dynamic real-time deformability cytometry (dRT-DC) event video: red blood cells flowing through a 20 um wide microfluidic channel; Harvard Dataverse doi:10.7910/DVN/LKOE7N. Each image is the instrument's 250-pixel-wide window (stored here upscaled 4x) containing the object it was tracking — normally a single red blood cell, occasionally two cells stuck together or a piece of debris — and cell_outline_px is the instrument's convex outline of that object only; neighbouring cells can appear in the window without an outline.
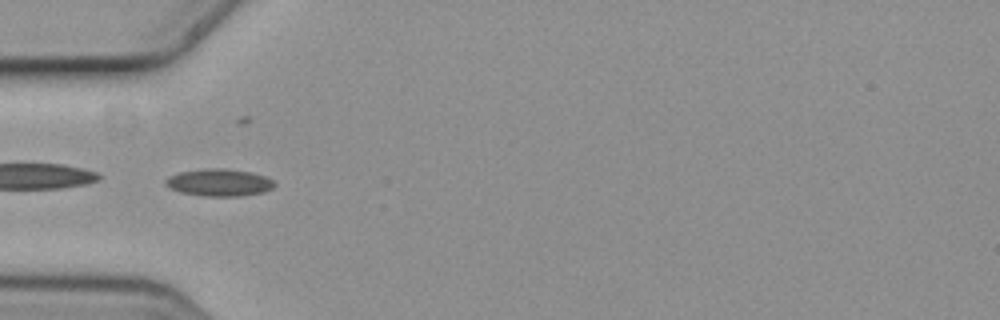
{"species": "common noctule bat (a hibernating species)", "species_latin": "Nyctalus noctula", "temperature_condition": "cold", "stored_images_in_passage": 10, "camera_frame_rate_fps": 3000, "um_per_image_px": 0.085, "animal": {"sex": "female", "body_mass_g": 19.3, "forearm_length_mm": 54.1}, "frame": {"image": 1, "passage_image": 4, "time_ms": 1.0, "image_size_px": [1000, 320], "cell_outline_px": [[276, 184], [272, 188], [264, 192], [240, 196], [200, 196], [180, 192], [168, 188], [164, 184], [164, 180], [180, 172], [208, 168], [224, 168], [252, 172], [264, 176], [272, 180]], "centroid_in_image_um": [18.62, 15.52], "position_along_channel_um": 66.4, "area_um2": 17.34}}
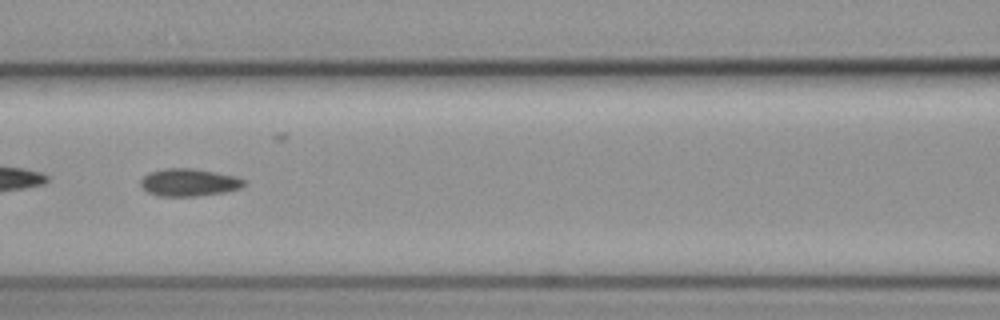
{"frame": {"image": 2, "passage_image": 6, "time_ms": 1.667, "image_size_px": [1000, 320], "cell_outline_px": [[248, 184], [244, 188], [224, 192], [196, 196], [156, 196], [148, 192], [140, 184], [140, 180], [148, 172], [168, 168], [192, 168], [236, 176], [244, 180]], "centroid_in_image_um": [16.09, 15.51], "position_along_channel_um": 150.5, "area_um2": 16.7}}
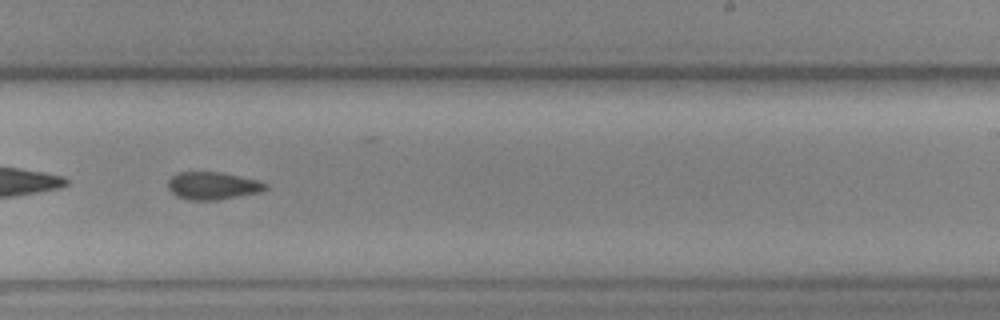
{"frame": {"image": 3, "passage_image": 9, "time_ms": 2.667, "image_size_px": [1000, 320], "cell_outline_px": [[268, 188], [260, 192], [216, 200], [188, 200], [176, 196], [168, 188], [168, 180], [176, 172], [220, 172], [256, 180], [268, 184]], "centroid_in_image_um": [18.05, 15.79], "position_along_channel_um": 270.9, "area_um2": 15.61}}